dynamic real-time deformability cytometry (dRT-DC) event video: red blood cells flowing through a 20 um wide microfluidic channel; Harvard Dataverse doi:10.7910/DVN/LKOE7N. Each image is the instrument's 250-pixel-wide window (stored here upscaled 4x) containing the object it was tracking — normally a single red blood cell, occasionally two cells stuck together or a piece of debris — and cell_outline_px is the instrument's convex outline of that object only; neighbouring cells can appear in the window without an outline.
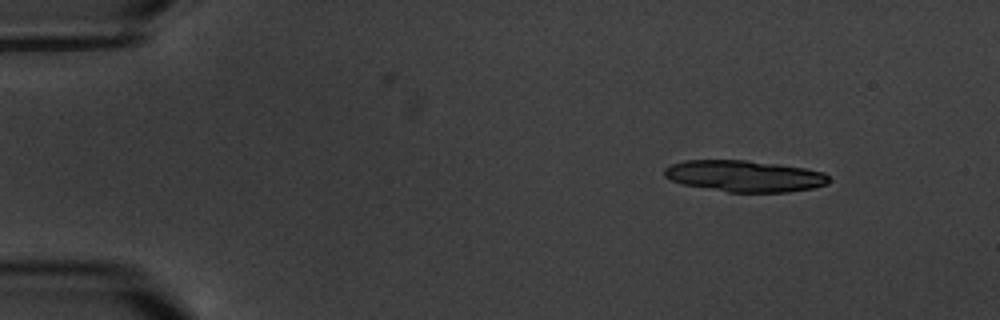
{"species": "common noctule bat (a hibernating species)", "species_latin": "Nyctalus noctula", "temperature_condition": "warm", "stored_images_in_passage": 16, "camera_frame_rate_fps": 3000, "um_per_image_px": 0.085, "animal": {"sex": "male", "body_mass_g": 20.1, "forearm_length_mm": 53.5}, "frame": {"image": 1, "passage_image": 2, "time_ms": 1.333, "image_size_px": [1000, 320], "cell_outline_px": [[828, 184], [812, 188], [788, 192], [728, 192], [680, 184], [664, 176], [664, 168], [672, 164], [684, 160], [744, 160], [776, 164], [804, 168], [824, 172], [828, 176]], "centroid_in_image_um": [63.25, 14.97], "position_along_channel_um": 21.7, "area_um2": 30.06}}
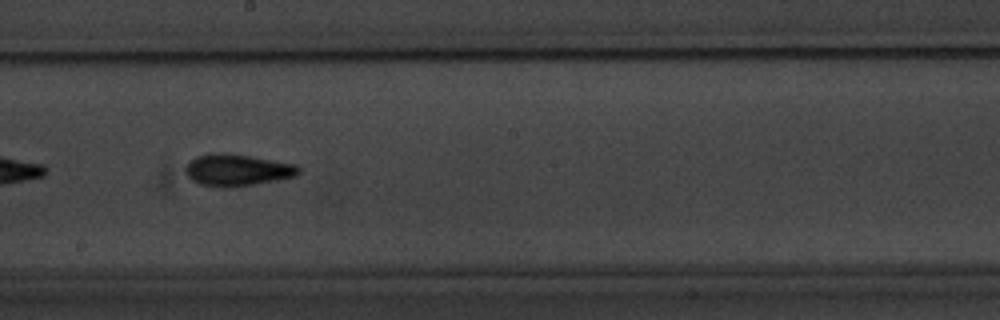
{"frame": {"image": 2, "passage_image": 10, "time_ms": 10.333, "image_size_px": [1000, 320], "cell_outline_px": [[300, 172], [296, 176], [276, 180], [232, 188], [220, 188], [200, 184], [192, 180], [188, 176], [184, 168], [196, 156], [208, 152], [224, 152], [296, 164], [300, 168]], "centroid_in_image_um": [20.14, 14.45], "position_along_channel_um": 228.1, "area_um2": 21.1}}
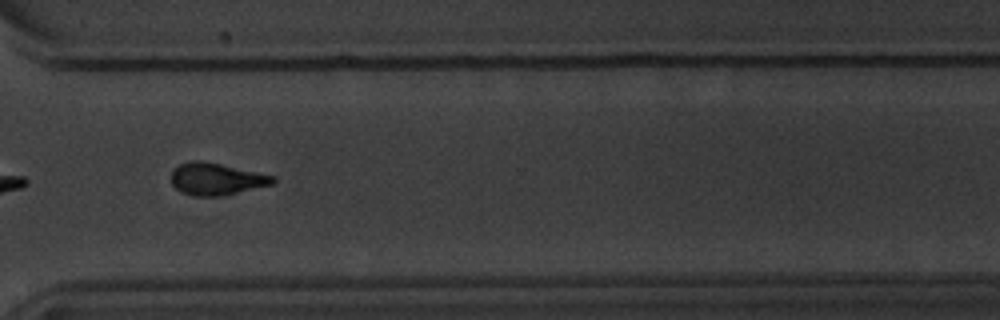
{"frame": {"image": 3, "passage_image": 13, "time_ms": 14.0, "image_size_px": [1000, 320], "cell_outline_px": [[276, 180], [272, 184], [220, 196], [196, 196], [180, 192], [172, 184], [172, 172], [180, 164], [192, 160], [200, 160], [220, 164], [276, 176]], "centroid_in_image_um": [18.38, 15.21], "position_along_channel_um": 352.2, "area_um2": 18.73}, "authors_computed_cell_mechanics": {"area_um2": 19.9988, "velocity_mm_per_s": 3.3918, "shape_relaxation_time_tau1_ms": 3.8766, "shape_relaxation_time_tau2_ms": 3.9912, "deformation_change_tau1": 0.1206, "deformation_change_tau2": 0.0886}}